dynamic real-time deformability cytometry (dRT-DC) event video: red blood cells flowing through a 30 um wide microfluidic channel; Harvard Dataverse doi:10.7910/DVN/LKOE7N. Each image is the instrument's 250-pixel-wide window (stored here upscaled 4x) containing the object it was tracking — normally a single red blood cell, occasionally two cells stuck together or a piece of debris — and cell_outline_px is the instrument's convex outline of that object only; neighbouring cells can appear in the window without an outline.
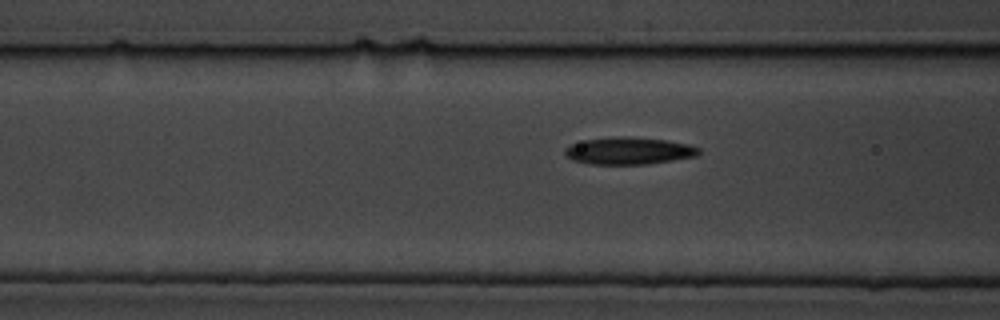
{"species": "common noctule bat (a hibernating species)", "species_latin": "Nyctalus noctula", "temperature_condition": "cold", "stored_images_in_passage": 13, "camera_frame_rate_fps": 3000, "um_per_image_px": 0.085, "animal": {"sex": "male", "body_mass_g": 19.5, "forearm_length_mm": 54.6}, "frame": {"image": 1, "passage_image": 11, "time_ms": 3.333, "image_size_px": [1000, 320], "cell_outline_px": [[700, 152], [696, 156], [648, 164], [588, 164], [572, 160], [564, 156], [564, 148], [568, 144], [584, 140], [620, 136], [632, 136], [668, 140], [688, 144], [700, 148]], "centroid_in_image_um": [53.4, 12.81], "position_along_channel_um": 113.2, "area_um2": 21.5}}